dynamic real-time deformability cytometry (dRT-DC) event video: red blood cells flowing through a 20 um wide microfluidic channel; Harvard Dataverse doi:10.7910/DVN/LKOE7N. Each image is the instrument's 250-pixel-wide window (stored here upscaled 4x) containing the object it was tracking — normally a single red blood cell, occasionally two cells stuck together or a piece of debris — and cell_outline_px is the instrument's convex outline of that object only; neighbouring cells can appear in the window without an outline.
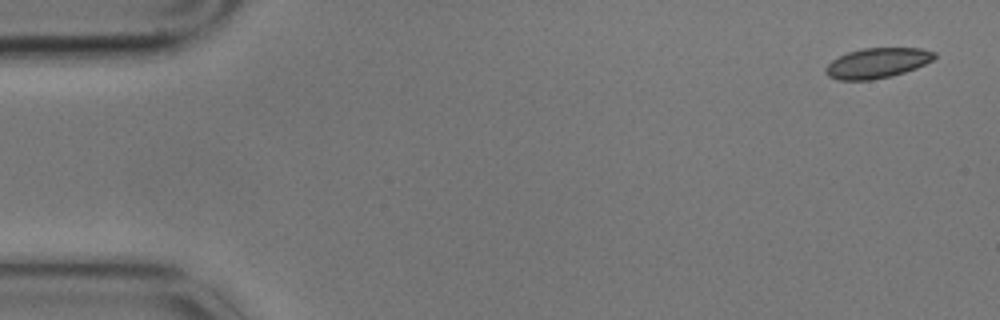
{"species": "common noctule bat (a hibernating species)", "species_latin": "Nyctalus noctula", "temperature_condition": "cold", "stored_images_in_passage": 5, "camera_frame_rate_fps": 3000, "um_per_image_px": 0.085, "animal": {"sex": "male", "body_mass_g": 17.9}, "frame": {"image": 1, "passage_image": 1, "time_ms": 0.0, "image_size_px": [1000, 320], "cell_outline_px": [[936, 56], [932, 60], [916, 68], [892, 76], [868, 80], [840, 80], [828, 76], [824, 72], [824, 68], [832, 60], [848, 52], [864, 48], [920, 48], [936, 52]], "centroid_in_image_um": [74.55, 5.36], "position_along_channel_um": 10.4, "area_um2": 19.02}}
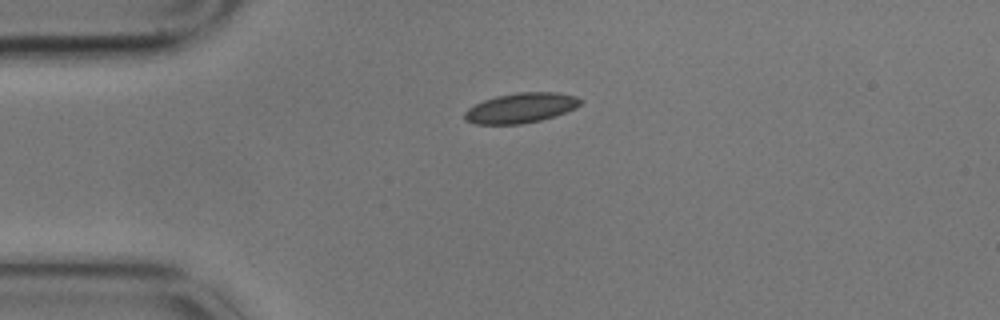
{"frame": {"image": 2, "passage_image": 3, "time_ms": 0.667, "image_size_px": [1000, 320], "cell_outline_px": [[580, 104], [576, 108], [540, 120], [520, 124], [476, 124], [464, 120], [464, 112], [468, 108], [484, 100], [496, 96], [516, 92], [556, 92], [576, 96], [580, 100]], "centroid_in_image_um": [44.23, 9.17], "position_along_channel_um": 40.8, "area_um2": 20.06}}